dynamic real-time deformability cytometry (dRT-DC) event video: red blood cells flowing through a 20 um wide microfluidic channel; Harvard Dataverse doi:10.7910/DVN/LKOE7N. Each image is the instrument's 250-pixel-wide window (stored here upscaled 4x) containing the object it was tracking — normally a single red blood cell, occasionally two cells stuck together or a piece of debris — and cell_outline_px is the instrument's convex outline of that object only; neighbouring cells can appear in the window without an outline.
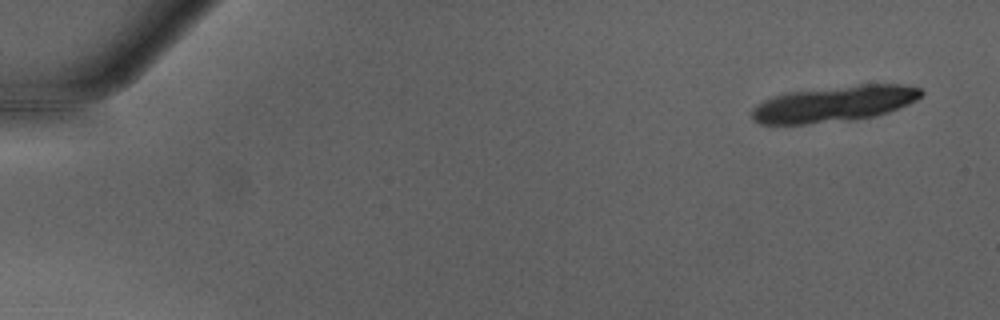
{"species": "Egyptian fruit bat (a non-hibernating species)", "species_latin": "Rousettus aegyptiacus", "temperature_condition": "warm", "stored_images_in_passage": 17, "camera_frame_rate_fps": 3000, "um_per_image_px": 0.085, "animal": {"sex": "male"}, "frame": {"image": 1, "passage_image": 1, "time_ms": 0.0, "image_size_px": [1000, 320], "cell_outline_px": [[924, 92], [916, 100], [908, 104], [888, 112], [876, 116], [852, 120], [804, 124], [760, 124], [752, 120], [752, 108], [764, 100], [776, 96], [792, 92], [860, 84], [908, 84], [920, 88]], "centroid_in_image_um": [70.94, 8.83], "position_along_channel_um": 14.1, "area_um2": 35.37}}